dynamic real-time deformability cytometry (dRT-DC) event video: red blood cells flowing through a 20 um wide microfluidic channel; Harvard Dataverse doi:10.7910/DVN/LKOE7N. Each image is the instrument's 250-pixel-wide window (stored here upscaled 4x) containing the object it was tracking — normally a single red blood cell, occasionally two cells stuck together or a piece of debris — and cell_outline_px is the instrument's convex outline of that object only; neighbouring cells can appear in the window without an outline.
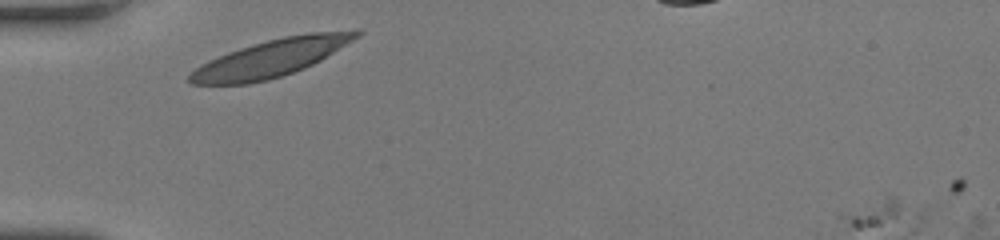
{"species": "human", "species_latin": "Homo sapiens", "temperature_condition": "room temperature", "stored_images_in_passage": 29, "camera_frame_rate_fps": 3000, "um_per_image_px": 0.085, "donor": {"sex": "female"}, "frame": {"image": 1, "passage_image": 1, "time_ms": 0.0, "image_size_px": [1000, 240], "cell_outline_px": [[364, 32], [360, 36], [320, 60], [304, 68], [268, 80], [248, 84], [192, 84], [188, 80], [188, 76], [196, 68], [228, 52], [252, 44], [284, 36], [308, 32], [360, 28]], "centroid_in_image_um": [23.15, 4.9], "position_along_channel_um": 61.9, "area_um2": 36.07}}
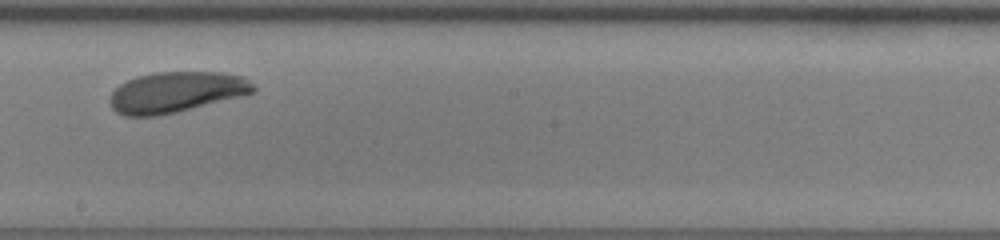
{"frame": {"image": 2, "passage_image": 16, "time_ms": 5.0, "image_size_px": [1000, 240], "cell_outline_px": [[256, 88], [252, 92], [244, 96], [176, 112], [156, 116], [124, 116], [116, 112], [112, 108], [108, 100], [112, 92], [120, 84], [136, 76], [152, 72], [220, 72], [244, 76]], "centroid_in_image_um": [14.96, 7.83], "position_along_channel_um": 233.2, "area_um2": 34.22}}
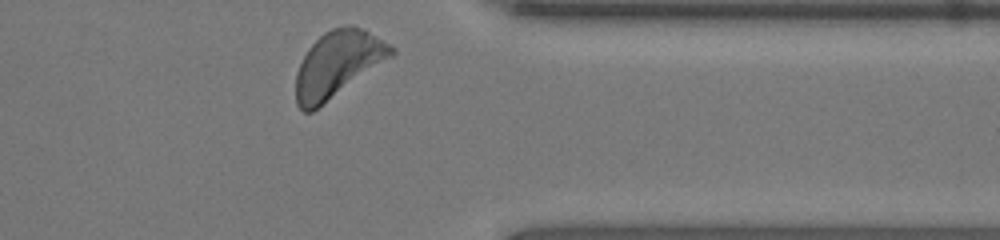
{"frame": {"image": 3, "passage_image": 29, "time_ms": 9.333, "image_size_px": [1000, 240], "cell_outline_px": [[396, 52], [392, 56], [312, 112], [304, 112], [296, 104], [296, 72], [308, 48], [324, 32], [332, 28], [348, 24], [352, 24], [364, 28], [396, 48]], "centroid_in_image_um": [28.71, 5.42], "position_along_channel_um": 382.7, "area_um2": 36.53}}